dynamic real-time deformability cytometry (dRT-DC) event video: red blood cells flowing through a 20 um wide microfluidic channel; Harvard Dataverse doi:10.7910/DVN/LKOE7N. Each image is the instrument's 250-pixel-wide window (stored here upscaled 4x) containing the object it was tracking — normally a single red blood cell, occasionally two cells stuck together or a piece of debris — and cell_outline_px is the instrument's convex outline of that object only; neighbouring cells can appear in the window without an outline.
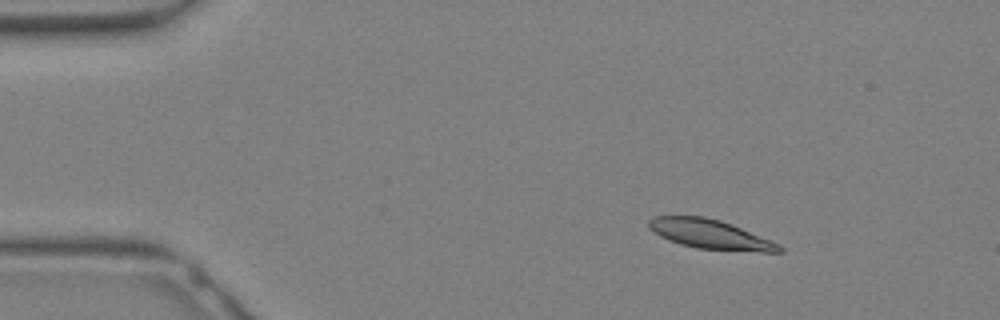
{"species": "Egyptian fruit bat (a non-hibernating species)", "species_latin": "Rousettus aegyptiacus", "temperature_condition": "warm", "stored_images_in_passage": 8, "camera_frame_rate_fps": 3000, "um_per_image_px": 0.085, "animal": {"sex": "female"}, "frame": {"image": 1, "passage_image": 1, "time_ms": 0.0, "image_size_px": [1000, 320], "cell_outline_px": [[784, 252], [760, 252], [696, 248], [680, 244], [668, 240], [652, 232], [648, 228], [648, 220], [652, 216], [704, 216], [720, 220], [780, 244], [784, 248]], "centroid_in_image_um": [60.33, 19.92], "position_along_channel_um": 24.7, "area_um2": 22.31}}
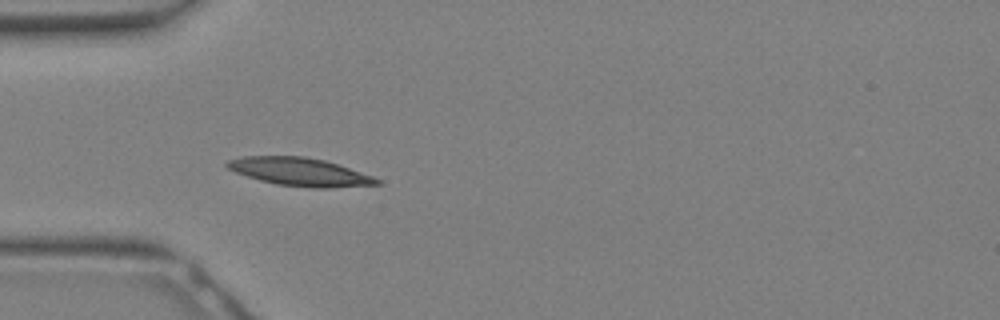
{"frame": {"image": 2, "passage_image": 6, "time_ms": 1.667, "image_size_px": [1000, 320], "cell_outline_px": [[380, 184], [328, 188], [316, 188], [276, 184], [260, 180], [236, 172], [228, 168], [224, 164], [228, 160], [244, 156], [304, 156], [324, 160], [372, 176], [380, 180]], "centroid_in_image_um": [25.46, 14.6], "position_along_channel_um": 59.5, "area_um2": 24.16}}
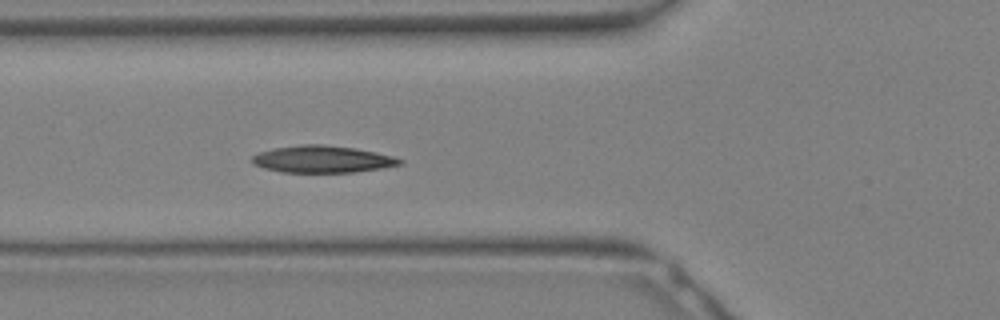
{"frame": {"image": 3, "passage_image": 8, "time_ms": 2.333, "image_size_px": [1000, 320], "cell_outline_px": [[404, 164], [380, 168], [352, 172], [280, 172], [264, 168], [252, 164], [252, 156], [260, 152], [272, 148], [300, 144], [324, 144], [356, 148], [392, 156], [404, 160]], "centroid_in_image_um": [27.38, 13.52], "position_along_channel_um": 98.4, "area_um2": 23.29}}